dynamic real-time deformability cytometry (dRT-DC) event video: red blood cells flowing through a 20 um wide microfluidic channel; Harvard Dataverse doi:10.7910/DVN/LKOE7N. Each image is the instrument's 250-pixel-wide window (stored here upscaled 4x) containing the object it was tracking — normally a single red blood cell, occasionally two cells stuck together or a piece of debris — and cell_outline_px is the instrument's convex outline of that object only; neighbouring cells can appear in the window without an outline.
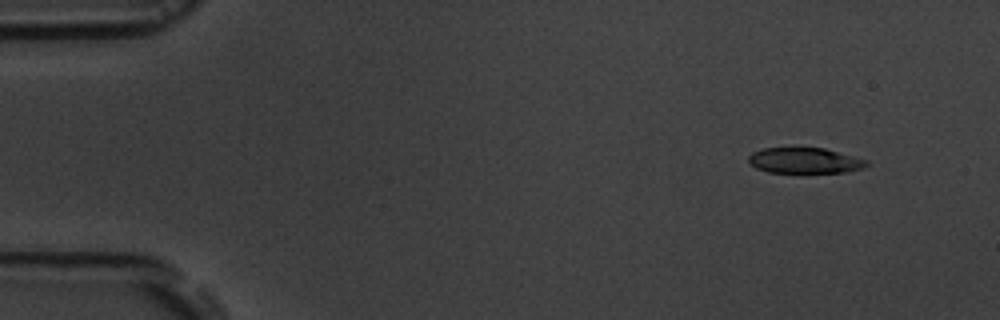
{"species": "common noctule bat (a hibernating species)", "species_latin": "Nyctalus noctula", "temperature_condition": "room temperature", "stored_images_in_passage": 8, "camera_frame_rate_fps": 3000, "um_per_image_px": 0.085, "animal": {"sex": "male", "body_mass_g": 19.5, "forearm_length_mm": 54.6}, "frame": {"image": 1, "passage_image": 2, "time_ms": 1.333, "image_size_px": [1000, 320], "cell_outline_px": [[872, 164], [864, 168], [844, 172], [768, 172], [756, 168], [748, 160], [748, 156], [752, 152], [764, 148], [796, 144], [824, 148], [868, 160]], "centroid_in_image_um": [68.4, 13.59], "position_along_channel_um": 16.6, "area_um2": 18.44}}
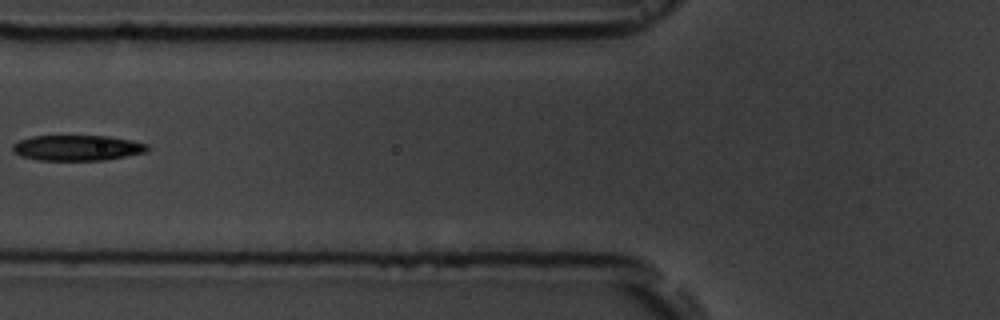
{"frame": {"image": 2, "passage_image": 7, "time_ms": 7.0, "image_size_px": [1000, 320], "cell_outline_px": [[148, 152], [104, 160], [40, 160], [20, 156], [12, 152], [12, 144], [20, 140], [32, 136], [108, 136], [132, 140], [148, 144]], "centroid_in_image_um": [6.57, 12.57], "position_along_channel_um": 119.2, "area_um2": 20.11}}
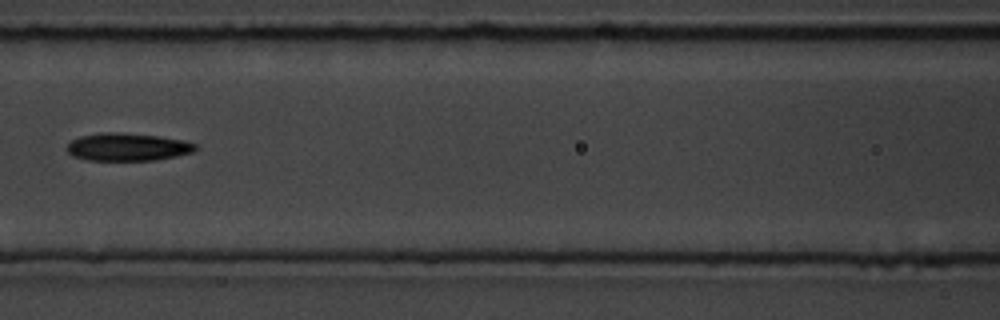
{"frame": {"image": 3, "passage_image": 8, "time_ms": 8.0, "image_size_px": [1000, 320], "cell_outline_px": [[200, 148], [192, 152], [176, 156], [156, 160], [88, 160], [72, 156], [68, 152], [68, 144], [72, 140], [80, 136], [100, 132], [116, 132], [160, 136], [184, 140], [196, 144]], "centroid_in_image_um": [10.87, 12.49], "position_along_channel_um": 155.7, "area_um2": 20.87}}